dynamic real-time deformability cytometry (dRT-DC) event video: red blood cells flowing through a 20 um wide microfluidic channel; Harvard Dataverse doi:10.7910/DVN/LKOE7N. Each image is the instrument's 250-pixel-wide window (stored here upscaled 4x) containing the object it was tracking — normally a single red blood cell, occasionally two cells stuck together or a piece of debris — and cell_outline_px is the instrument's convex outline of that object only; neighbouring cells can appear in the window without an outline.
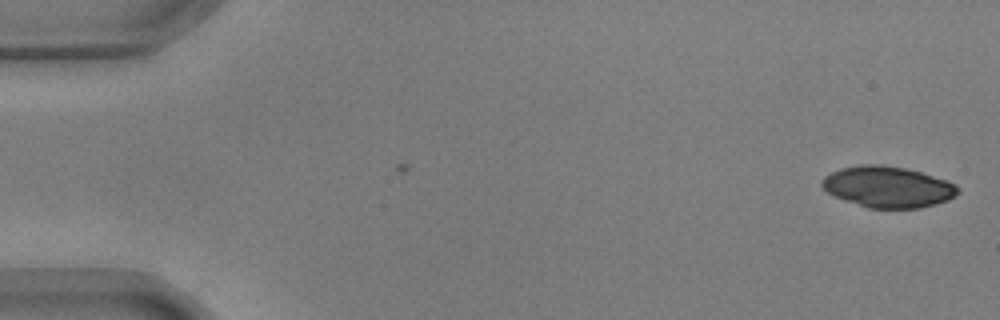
{"species": "common noctule bat (a hibernating species)", "species_latin": "Nyctalus noctula", "temperature_condition": "warm", "stored_images_in_passage": 29, "camera_frame_rate_fps": 3000, "um_per_image_px": 0.085, "animal": {"sex": "male", "body_mass_g": 17.9, "forearm_length_mm": 54.2}, "frame": {"image": 1, "passage_image": 1, "time_ms": 0.0, "image_size_px": [1000, 320], "cell_outline_px": [[960, 192], [956, 196], [948, 200], [920, 208], [868, 208], [844, 200], [828, 192], [820, 184], [820, 180], [824, 176], [840, 168], [860, 164], [880, 164], [904, 168], [920, 172], [948, 180], [956, 184], [960, 188]], "centroid_in_image_um": [75.48, 15.88], "position_along_channel_um": 9.5, "area_um2": 32.71}}